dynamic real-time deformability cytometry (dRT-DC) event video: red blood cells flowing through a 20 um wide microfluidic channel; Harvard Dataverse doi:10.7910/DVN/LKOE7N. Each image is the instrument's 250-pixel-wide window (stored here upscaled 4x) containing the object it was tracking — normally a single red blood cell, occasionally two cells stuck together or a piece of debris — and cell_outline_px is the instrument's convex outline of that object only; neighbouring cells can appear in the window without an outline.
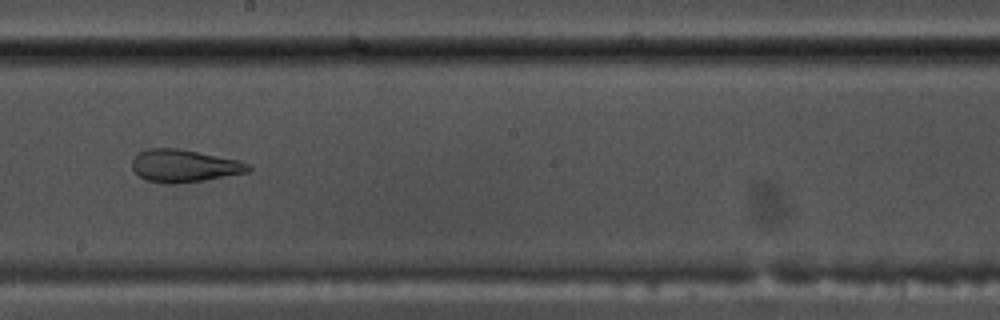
{"species": "common noctule bat (a hibernating species)", "species_latin": "Nyctalus noctula", "temperature_condition": "warm", "stored_images_in_passage": 42, "camera_frame_rate_fps": 3000, "um_per_image_px": 0.085, "animal": {"sex": "male", "body_mass_g": 17.5, "forearm_length_mm": 52.3}, "frame": {"image": 1, "passage_image": 24, "time_ms": 7.667, "image_size_px": [1000, 320], "cell_outline_px": [[252, 168], [248, 172], [204, 180], [176, 184], [168, 184], [148, 180], [140, 176], [132, 168], [132, 160], [140, 152], [148, 148], [176, 148], [240, 160], [252, 164]], "centroid_in_image_um": [15.69, 14.1], "position_along_channel_um": 232.5, "area_um2": 21.96}, "authors_computed_cell_mechanics": {"area_um2": 27.4261, "velocity_mm_per_s": 3.804, "shape_relaxation_time_tau1_ms": null, "shape_relaxation_time_tau2_ms": 1.541, "deformation_change_tau1": null, "deformation_change_tau2": 0.0941}}